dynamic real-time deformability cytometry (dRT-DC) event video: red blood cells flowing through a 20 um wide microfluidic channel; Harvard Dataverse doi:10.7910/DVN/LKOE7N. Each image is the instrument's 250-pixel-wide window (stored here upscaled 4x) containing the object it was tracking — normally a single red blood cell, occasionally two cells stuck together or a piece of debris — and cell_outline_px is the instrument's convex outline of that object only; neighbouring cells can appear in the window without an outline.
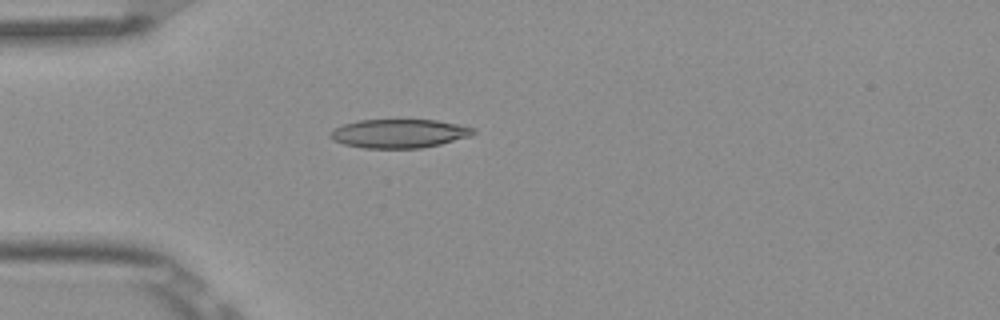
{"species": "Egyptian fruit bat (a non-hibernating species)", "species_latin": "Rousettus aegyptiacus", "temperature_condition": "room temperature", "stored_images_in_passage": 4, "camera_frame_rate_fps": 3000, "um_per_image_px": 0.085, "frame": {"image": 1, "passage_image": 4, "time_ms": 1.0, "image_size_px": [1000, 320], "cell_outline_px": [[476, 132], [472, 136], [440, 144], [420, 148], [364, 148], [344, 144], [332, 140], [328, 136], [328, 132], [344, 124], [356, 120], [436, 120], [476, 128]], "centroid_in_image_um": [33.91, 11.35], "position_along_channel_um": 51.1, "area_um2": 24.04}}